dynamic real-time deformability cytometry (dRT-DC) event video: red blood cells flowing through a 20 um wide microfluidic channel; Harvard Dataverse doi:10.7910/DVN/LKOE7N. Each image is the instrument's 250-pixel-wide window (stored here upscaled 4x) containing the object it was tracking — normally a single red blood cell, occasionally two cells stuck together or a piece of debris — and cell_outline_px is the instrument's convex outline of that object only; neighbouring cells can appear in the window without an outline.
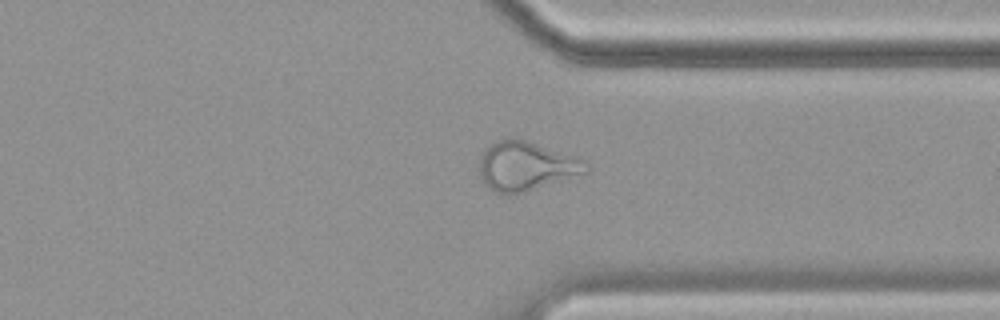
{"species": "common noctule bat (a hibernating species)", "species_latin": "Nyctalus noctula", "temperature_condition": "cold", "stored_images_in_passage": 57, "camera_frame_rate_fps": 3000, "um_per_image_px": 0.085, "animal": {"sex": "female", "body_mass_g": 19.9}, "frame": {"image": 1, "passage_image": 43, "time_ms": 14.0, "image_size_px": [1000, 320], "cell_outline_px": [[588, 172], [524, 192], [496, 192], [488, 188], [484, 184], [480, 176], [480, 156], [484, 148], [496, 140], [508, 136], [524, 140], [576, 156], [588, 160]], "centroid_in_image_um": [44.71, 14.08], "position_along_channel_um": 366.7, "area_um2": 30.46}}
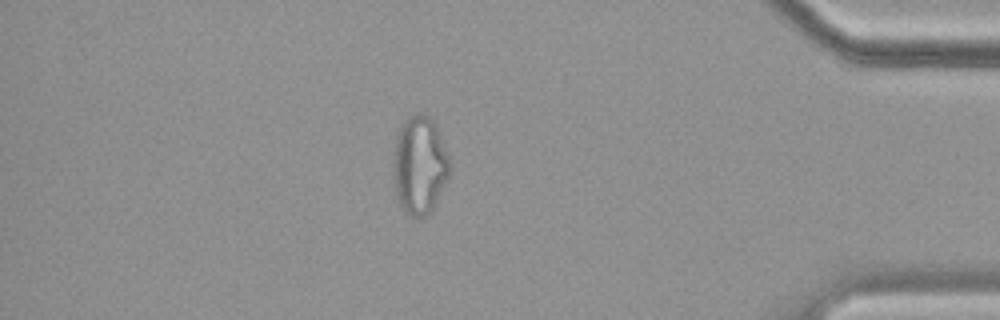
{"frame": {"image": 2, "passage_image": 49, "time_ms": 16.0, "image_size_px": [1000, 320], "cell_outline_px": [[452, 168], [432, 208], [424, 216], [412, 216], [404, 212], [396, 196], [392, 164], [396, 136], [404, 120], [408, 116], [420, 112], [428, 116], [436, 124], [448, 156]], "centroid_in_image_um": [35.64, 14.0], "position_along_channel_um": 399.6, "area_um2": 32.14}, "authors_computed_cell_mechanics": {"area_um2": 29.478, "velocity_mm_per_s": 3.5127, "shape_relaxation_time_tau1_ms": null, "shape_relaxation_time_tau2_ms": 2.6523, "deformation_change_tau1": null, "deformation_change_tau2": 0.1095}}